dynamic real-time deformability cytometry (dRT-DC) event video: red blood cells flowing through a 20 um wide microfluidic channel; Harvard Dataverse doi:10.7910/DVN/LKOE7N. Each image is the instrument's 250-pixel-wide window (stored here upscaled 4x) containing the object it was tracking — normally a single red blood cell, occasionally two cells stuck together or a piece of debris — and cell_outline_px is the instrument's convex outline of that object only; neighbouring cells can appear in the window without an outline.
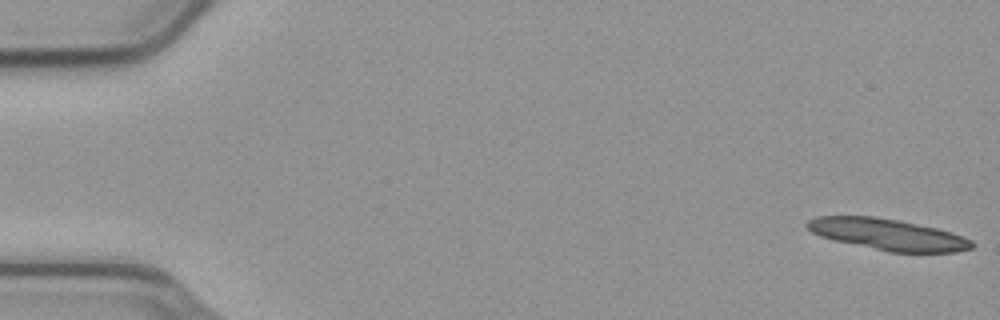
{"species": "common noctule bat (a hibernating species)", "species_latin": "Nyctalus noctula", "temperature_condition": "cold", "stored_images_in_passage": 15, "camera_frame_rate_fps": 3000, "um_per_image_px": 0.085, "animal": {"sex": "male", "body_mass_g": 23.1, "forearm_length_mm": 52.7}, "frame": {"image": 1, "passage_image": 1, "time_ms": 0.0, "image_size_px": [1000, 320], "cell_outline_px": [[976, 244], [972, 248], [956, 252], [888, 252], [836, 240], [820, 236], [812, 232], [804, 224], [808, 220], [816, 216], [872, 216], [896, 220], [936, 228], [952, 232], [964, 236], [972, 240]], "centroid_in_image_um": [75.49, 19.93], "position_along_channel_um": 9.5, "area_um2": 29.88}}